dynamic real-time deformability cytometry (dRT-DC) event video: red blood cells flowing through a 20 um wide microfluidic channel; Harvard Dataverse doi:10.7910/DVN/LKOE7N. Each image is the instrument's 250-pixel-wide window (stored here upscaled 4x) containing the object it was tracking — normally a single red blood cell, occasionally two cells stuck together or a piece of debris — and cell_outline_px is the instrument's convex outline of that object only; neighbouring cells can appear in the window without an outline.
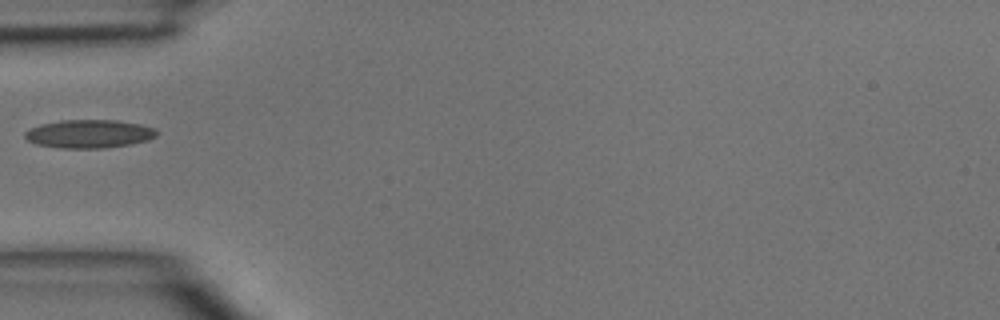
{"species": "common noctule bat (a hibernating species)", "species_latin": "Nyctalus noctula", "temperature_condition": "room temperature", "stored_images_in_passage": 7, "camera_frame_rate_fps": 3000, "um_per_image_px": 0.085, "animal": {"sex": "male", "body_mass_g": 15.6}, "frame": {"image": 1, "passage_image": 1, "time_ms": 0.0, "image_size_px": [1000, 320], "cell_outline_px": [[156, 136], [148, 140], [128, 144], [104, 148], [60, 148], [36, 144], [28, 140], [24, 136], [24, 132], [40, 124], [60, 120], [116, 120], [140, 124], [156, 128]], "centroid_in_image_um": [7.56, 11.37], "position_along_channel_um": 77.4, "area_um2": 21.68}}